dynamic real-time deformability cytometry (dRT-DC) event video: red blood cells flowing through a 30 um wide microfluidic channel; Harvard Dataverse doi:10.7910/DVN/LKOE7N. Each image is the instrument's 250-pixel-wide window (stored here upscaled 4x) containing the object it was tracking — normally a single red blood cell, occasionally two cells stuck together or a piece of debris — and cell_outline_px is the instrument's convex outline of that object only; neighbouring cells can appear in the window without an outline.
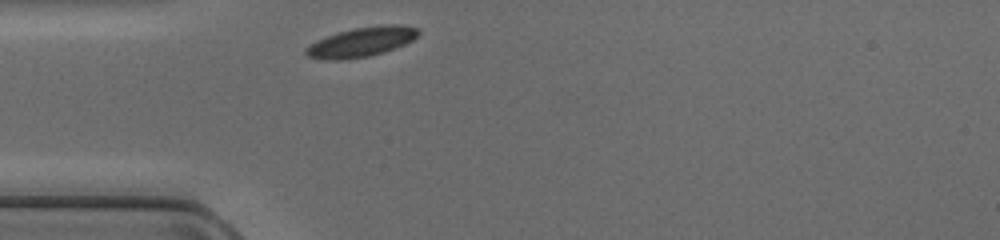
{"species": "common noctule bat (a hibernating species)", "species_latin": "Nyctalus noctula", "temperature_condition": "cold", "stored_images_in_passage": 26, "camera_frame_rate_fps": 3000, "um_per_image_px": 0.085, "animal": {"sex": "female", "body_mass_g": 17.0, "forearm_length_mm": 48.0}, "frame": {"image": 1, "passage_image": 1, "time_ms": 0.0, "image_size_px": [1000, 240], "cell_outline_px": [[420, 32], [412, 40], [404, 44], [384, 52], [368, 56], [344, 60], [324, 60], [308, 56], [304, 52], [304, 48], [316, 40], [352, 28], [384, 24], [400, 24], [416, 28]], "centroid_in_image_um": [30.69, 3.57], "position_along_channel_um": 54.3, "area_um2": 19.36}}
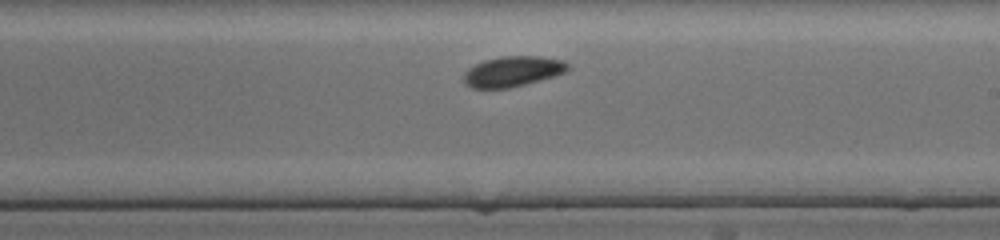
{"frame": {"image": 2, "passage_image": 15, "time_ms": 4.667, "image_size_px": [1000, 240], "cell_outline_px": [[568, 68], [564, 72], [540, 80], [508, 88], [472, 88], [464, 84], [464, 72], [468, 68], [484, 60], [500, 56], [540, 56], [560, 60], [568, 64]], "centroid_in_image_um": [43.52, 6.07], "position_along_channel_um": 245.5, "area_um2": 18.21}}
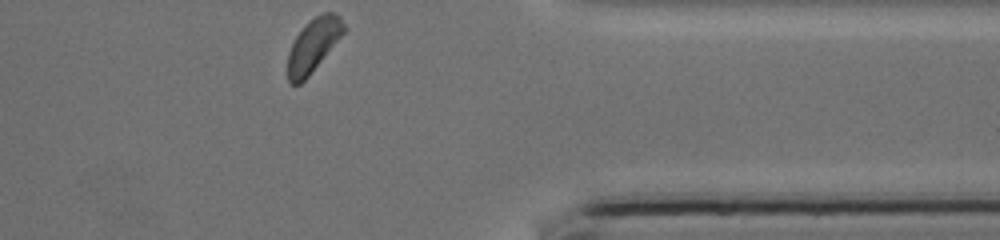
{"frame": {"image": 3, "passage_image": 26, "time_ms": 8.333, "image_size_px": [1000, 240], "cell_outline_px": [[348, 28], [308, 76], [300, 84], [288, 84], [288, 52], [296, 36], [304, 24], [308, 20], [324, 12], [332, 12], [340, 16]], "centroid_in_image_um": [26.64, 3.81], "position_along_channel_um": 384.8, "area_um2": 17.4}}